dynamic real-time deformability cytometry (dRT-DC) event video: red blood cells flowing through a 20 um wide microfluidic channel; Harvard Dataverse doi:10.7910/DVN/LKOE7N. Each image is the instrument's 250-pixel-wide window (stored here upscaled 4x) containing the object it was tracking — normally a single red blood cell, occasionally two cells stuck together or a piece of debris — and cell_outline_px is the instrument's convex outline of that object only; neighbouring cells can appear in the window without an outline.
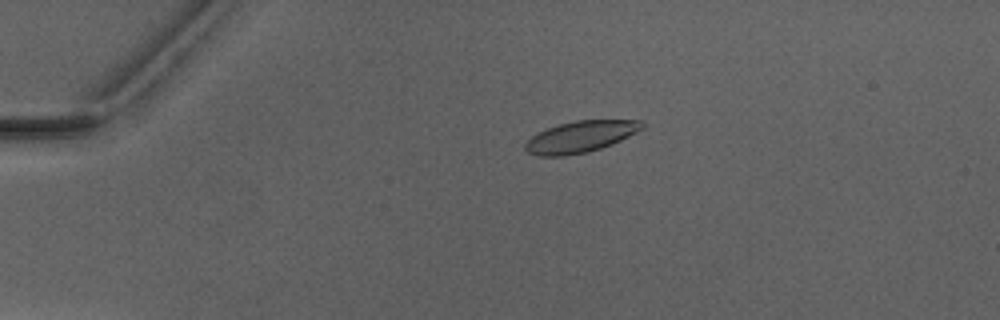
{"species": "Egyptian fruit bat (a non-hibernating species)", "species_latin": "Rousettus aegyptiacus", "temperature_condition": "warm", "stored_images_in_passage": 3, "camera_frame_rate_fps": 3000, "um_per_image_px": 0.085, "animal": {"sex": "male"}, "frame": {"image": 1, "passage_image": 1, "time_ms": 0.0, "image_size_px": [1000, 320], "cell_outline_px": [[644, 128], [620, 140], [600, 148], [584, 152], [560, 156], [540, 156], [528, 152], [524, 148], [524, 144], [532, 136], [548, 128], [560, 124], [576, 120], [640, 120], [644, 124]], "centroid_in_image_um": [49.34, 11.61], "position_along_channel_um": 35.7, "area_um2": 20.92}}